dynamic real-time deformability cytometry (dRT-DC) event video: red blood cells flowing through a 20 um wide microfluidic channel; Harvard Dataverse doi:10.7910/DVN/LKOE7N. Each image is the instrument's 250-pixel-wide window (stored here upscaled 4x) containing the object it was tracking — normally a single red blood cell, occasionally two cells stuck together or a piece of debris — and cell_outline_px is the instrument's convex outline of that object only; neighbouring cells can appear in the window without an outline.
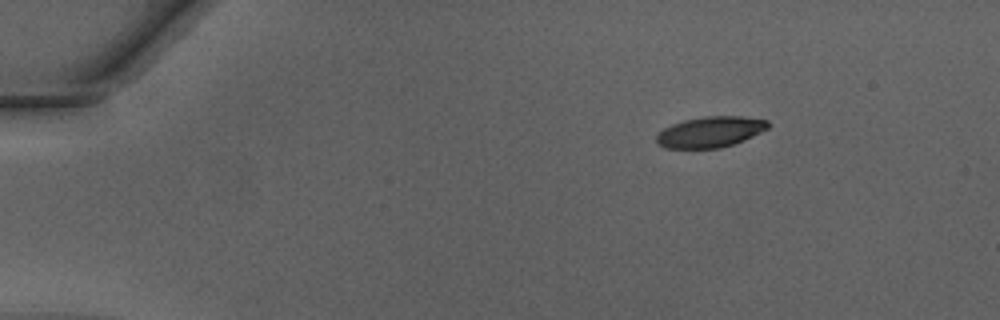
{"species": "Egyptian fruit bat (a non-hibernating species)", "species_latin": "Rousettus aegyptiacus", "temperature_condition": "warm", "stored_images_in_passage": 43, "camera_frame_rate_fps": 3000, "um_per_image_px": 0.085, "animal": {"sex": "male"}, "frame": {"image": 1, "passage_image": 1, "time_ms": 0.0, "image_size_px": [1000, 320], "cell_outline_px": [[768, 128], [744, 140], [720, 148], [664, 148], [656, 144], [656, 136], [664, 128], [672, 124], [684, 120], [704, 116], [740, 116], [768, 120]], "centroid_in_image_um": [60.34, 11.21], "position_along_channel_um": 24.7, "area_um2": 19.94}}
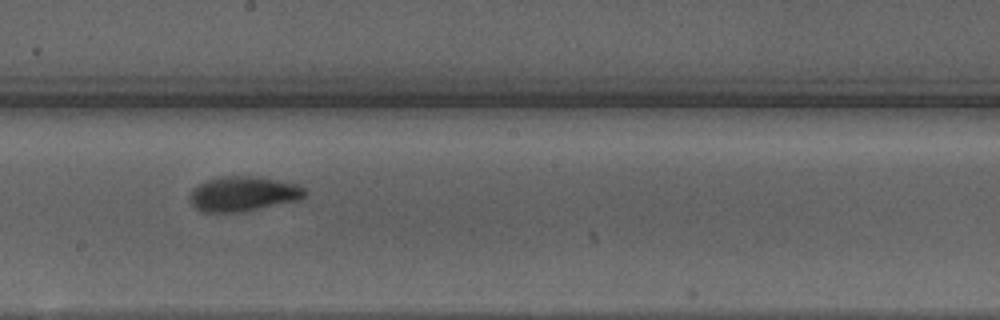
{"frame": {"image": 2, "passage_image": 22, "time_ms": 7.0, "image_size_px": [1000, 320], "cell_outline_px": [[308, 192], [300, 200], [240, 212], [200, 212], [192, 204], [192, 188], [208, 180], [220, 176], [252, 176], [296, 184], [304, 188]], "centroid_in_image_um": [20.69, 16.48], "position_along_channel_um": 227.5, "area_um2": 23.06}}
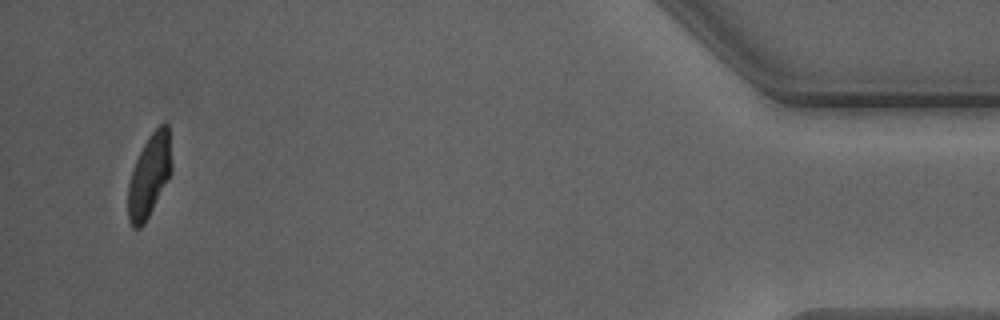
{"frame": {"image": 3, "passage_image": 41, "time_ms": 13.333, "image_size_px": [1000, 320], "cell_outline_px": [[172, 172], [168, 180], [144, 224], [140, 228], [132, 228], [128, 220], [128, 184], [136, 160], [144, 144], [152, 132], [164, 120], [168, 124], [172, 164]], "centroid_in_image_um": [12.7, 14.93], "position_along_channel_um": 422.5, "area_um2": 20.98}, "authors_computed_cell_mechanics": {"area_um2": 22.3686, "velocity_mm_per_s": 4.2545, "shape_relaxation_time_tau1_ms": 3.5988, "shape_relaxation_time_tau2_ms": 1.1409, "deformation_change_tau1": 0.1806, "deformation_change_tau2": 0.0727}}